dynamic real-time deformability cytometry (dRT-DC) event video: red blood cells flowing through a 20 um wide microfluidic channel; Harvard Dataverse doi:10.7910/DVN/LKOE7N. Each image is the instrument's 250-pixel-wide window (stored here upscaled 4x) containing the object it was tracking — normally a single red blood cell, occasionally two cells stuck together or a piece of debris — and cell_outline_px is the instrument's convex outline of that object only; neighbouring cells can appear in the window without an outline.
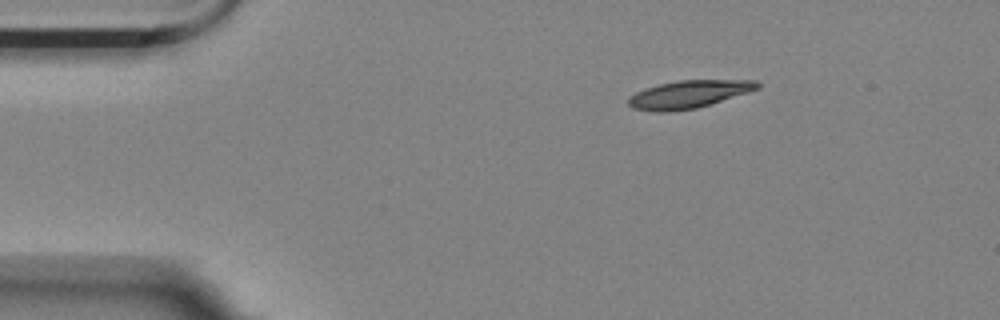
{"species": "Egyptian fruit bat (a non-hibernating species)", "species_latin": "Rousettus aegyptiacus", "temperature_condition": "room temperature", "stored_images_in_passage": 49, "camera_frame_rate_fps": 3000, "um_per_image_px": 0.085, "animal": {"sex": "female"}, "frame": {"image": 1, "passage_image": 1, "time_ms": 0.0, "image_size_px": [1000, 320], "cell_outline_px": [[760, 88], [748, 92], [696, 108], [664, 112], [656, 112], [632, 108], [628, 104], [628, 96], [636, 92], [660, 84], [676, 80], [756, 80], [760, 84]], "centroid_in_image_um": [58.52, 8.01], "position_along_channel_um": 26.5, "area_um2": 20.63}}
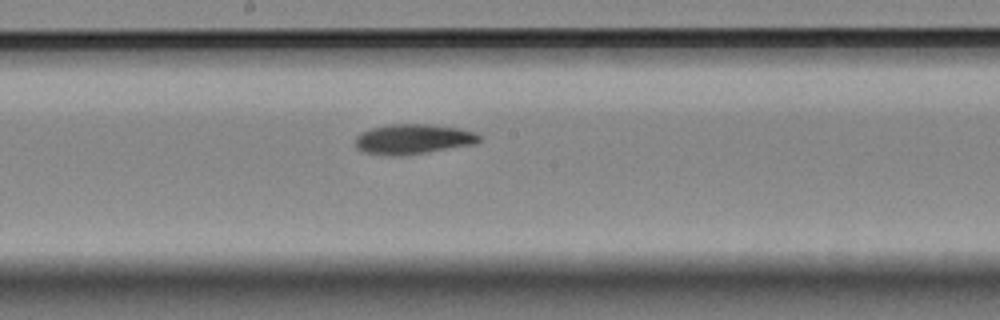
{"frame": {"image": 2, "passage_image": 22, "time_ms": 7.0, "image_size_px": [1000, 320], "cell_outline_px": [[480, 140], [476, 144], [428, 152], [400, 156], [388, 156], [364, 152], [356, 148], [356, 136], [360, 132], [372, 128], [388, 124], [428, 124], [460, 128], [476, 132], [480, 136]], "centroid_in_image_um": [35.12, 11.82], "position_along_channel_um": 213.1, "area_um2": 21.91}}
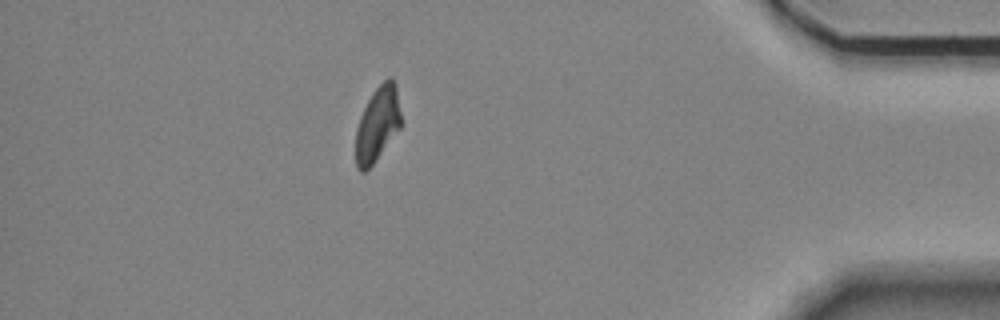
{"frame": {"image": 3, "passage_image": 42, "time_ms": 13.667, "image_size_px": [1000, 320], "cell_outline_px": [[400, 128], [376, 160], [364, 172], [360, 172], [356, 168], [356, 128], [360, 116], [372, 92], [388, 76], [392, 76], [396, 84], [400, 112]], "centroid_in_image_um": [32.08, 10.53], "position_along_channel_um": 403.1, "area_um2": 19.65}, "authors_computed_cell_mechanics": {"area_um2": 21.0392, "velocity_mm_per_s": 3.4951, "shape_relaxation_time_tau1_ms": 5.5344, "shape_relaxation_time_tau2_ms": null, "deformation_change_tau1": 0.1851, "deformation_change_tau2": null}}